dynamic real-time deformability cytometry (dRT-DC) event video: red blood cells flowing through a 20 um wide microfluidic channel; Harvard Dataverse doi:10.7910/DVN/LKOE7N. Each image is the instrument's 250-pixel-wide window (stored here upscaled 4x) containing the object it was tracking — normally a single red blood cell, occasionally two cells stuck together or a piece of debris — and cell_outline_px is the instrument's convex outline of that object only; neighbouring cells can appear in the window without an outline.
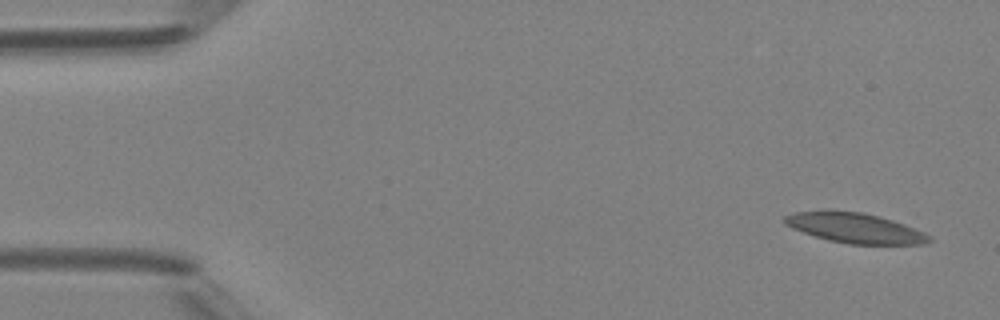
{"species": "Egyptian fruit bat (a non-hibernating species)", "species_latin": "Rousettus aegyptiacus", "temperature_condition": "room temperature", "stored_images_in_passage": 5, "camera_frame_rate_fps": 3000, "um_per_image_px": 0.085, "animal": {"sex": "female"}, "frame": {"image": 1, "passage_image": 1, "time_ms": 0.0, "image_size_px": [1000, 320], "cell_outline_px": [[932, 240], [924, 244], [848, 244], [828, 240], [792, 228], [784, 224], [784, 216], [792, 212], [828, 208], [860, 212], [892, 220], [904, 224], [924, 232], [932, 236]], "centroid_in_image_um": [72.62, 19.35], "position_along_channel_um": 12.4, "area_um2": 25.66}}
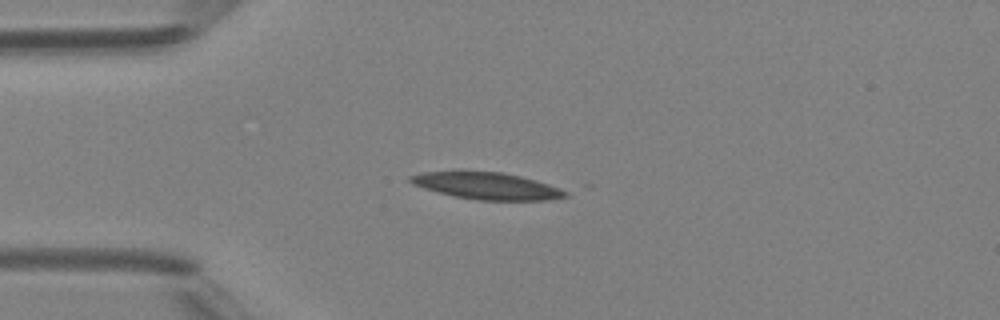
{"frame": {"image": 2, "passage_image": 3, "time_ms": 3.333, "image_size_px": [1000, 320], "cell_outline_px": [[568, 196], [548, 200], [476, 200], [456, 196], [424, 188], [412, 184], [408, 180], [408, 176], [420, 172], [460, 168], [504, 172], [536, 180], [560, 188], [568, 192]], "centroid_in_image_um": [41.3, 15.74], "position_along_channel_um": 43.7, "area_um2": 25.2}}
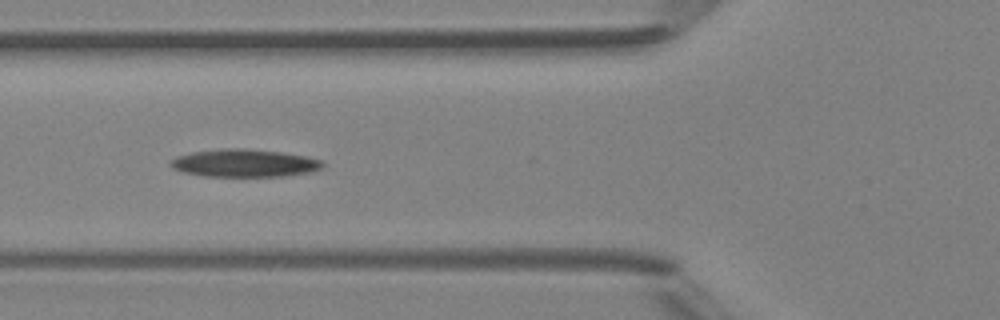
{"frame": {"image": 3, "passage_image": 5, "time_ms": 5.333, "image_size_px": [1000, 320], "cell_outline_px": [[324, 164], [320, 168], [308, 172], [284, 176], [204, 176], [180, 172], [172, 168], [168, 164], [176, 156], [192, 152], [224, 148], [244, 148], [280, 152], [308, 156], [320, 160]], "centroid_in_image_um": [20.72, 13.86], "position_along_channel_um": 105.1, "area_um2": 24.57}}